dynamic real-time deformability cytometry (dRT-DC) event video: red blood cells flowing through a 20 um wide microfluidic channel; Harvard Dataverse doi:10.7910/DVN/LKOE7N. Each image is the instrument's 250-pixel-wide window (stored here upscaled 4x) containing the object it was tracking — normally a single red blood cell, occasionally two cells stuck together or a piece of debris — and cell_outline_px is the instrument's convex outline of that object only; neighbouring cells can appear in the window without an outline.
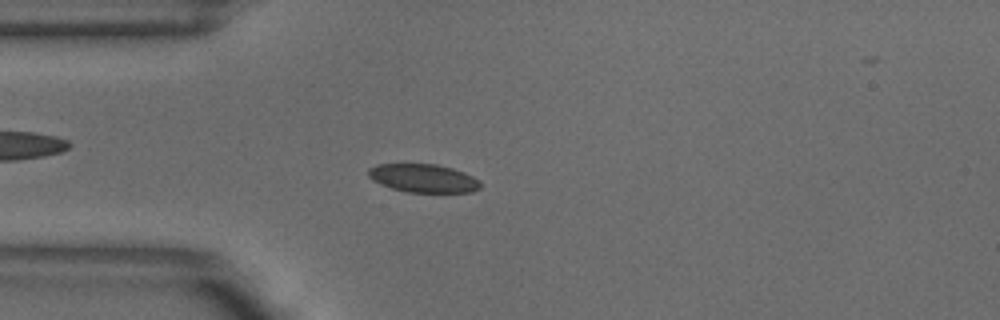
{"species": "common noctule bat (a hibernating species)", "species_latin": "Nyctalus noctula", "temperature_condition": "warm", "stored_images_in_passage": 48, "camera_frame_rate_fps": 3000, "um_per_image_px": 0.085, "animal": {"sex": "male", "body_mass_g": 18.8}, "frame": {"image": 1, "passage_image": 10, "time_ms": 3.0, "image_size_px": [1000, 320], "cell_outline_px": [[480, 188], [472, 192], [404, 192], [380, 184], [372, 180], [368, 176], [368, 168], [376, 164], [436, 164], [452, 168], [464, 172], [480, 180]], "centroid_in_image_um": [35.97, 15.15], "position_along_channel_um": 49.0, "area_um2": 18.61}}
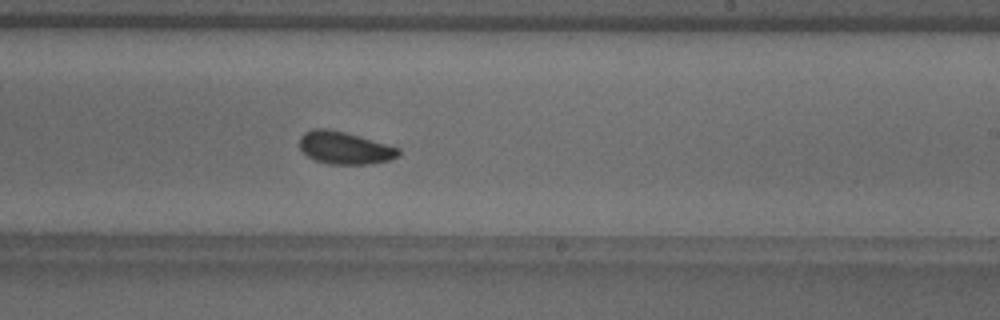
{"frame": {"image": 2, "passage_image": 27, "time_ms": 8.667, "image_size_px": [1000, 320], "cell_outline_px": [[400, 156], [388, 160], [368, 164], [328, 164], [316, 160], [308, 156], [300, 148], [300, 136], [304, 132], [312, 128], [328, 128], [344, 132], [400, 148]], "centroid_in_image_um": [29.28, 12.56], "position_along_channel_um": 259.7, "area_um2": 18.61}}
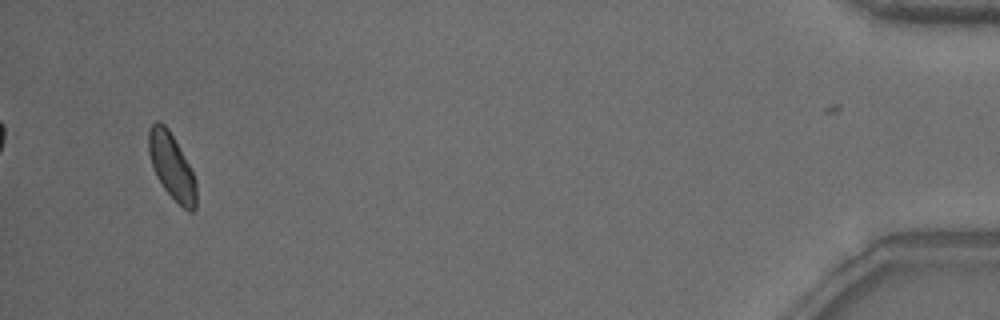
{"frame": {"image": 3, "passage_image": 46, "time_ms": 15.0, "image_size_px": [1000, 320], "cell_outline_px": [[196, 208], [192, 212], [188, 212], [164, 188], [156, 176], [148, 152], [148, 132], [152, 124], [156, 120], [160, 120], [168, 128], [188, 164], [196, 180]], "centroid_in_image_um": [14.58, 14.13], "position_along_channel_um": 420.6, "area_um2": 17.98}, "authors_computed_cell_mechanics": {"area_um2": 18.6116, "velocity_mm_per_s": 3.8489, "shape_relaxation_time_tau1_ms": 2.5087, "shape_relaxation_time_tau2_ms": 1.9077, "deformation_change_tau1": 0.0663, "deformation_change_tau2": 0.0503}}